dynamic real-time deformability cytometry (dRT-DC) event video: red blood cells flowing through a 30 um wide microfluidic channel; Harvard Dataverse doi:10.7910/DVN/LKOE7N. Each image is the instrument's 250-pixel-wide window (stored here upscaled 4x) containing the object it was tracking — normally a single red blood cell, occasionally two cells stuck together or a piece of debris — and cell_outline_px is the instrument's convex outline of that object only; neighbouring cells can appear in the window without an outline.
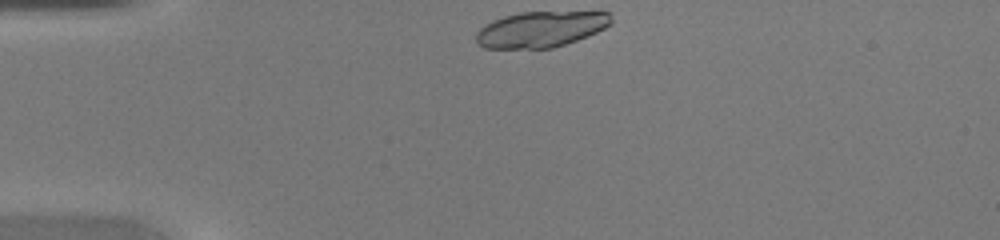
{"species": "common noctule bat (a hibernating species)", "species_latin": "Nyctalus noctula", "temperature_condition": "warm", "stored_images_in_passage": 32, "camera_frame_rate_fps": 3000, "um_per_image_px": 0.085, "animal": {"sex": "female", "body_mass_g": 20.0, "forearm_length_mm": 54.0}, "frame": {"image": 1, "passage_image": 1, "time_ms": 0.0, "image_size_px": [1000, 240], "cell_outline_px": [[612, 24], [588, 36], [552, 48], [484, 48], [476, 44], [476, 32], [480, 28], [492, 20], [504, 16], [520, 12], [608, 12], [612, 20]], "centroid_in_image_um": [45.93, 2.49], "position_along_channel_um": 39.1, "area_um2": 28.15}}